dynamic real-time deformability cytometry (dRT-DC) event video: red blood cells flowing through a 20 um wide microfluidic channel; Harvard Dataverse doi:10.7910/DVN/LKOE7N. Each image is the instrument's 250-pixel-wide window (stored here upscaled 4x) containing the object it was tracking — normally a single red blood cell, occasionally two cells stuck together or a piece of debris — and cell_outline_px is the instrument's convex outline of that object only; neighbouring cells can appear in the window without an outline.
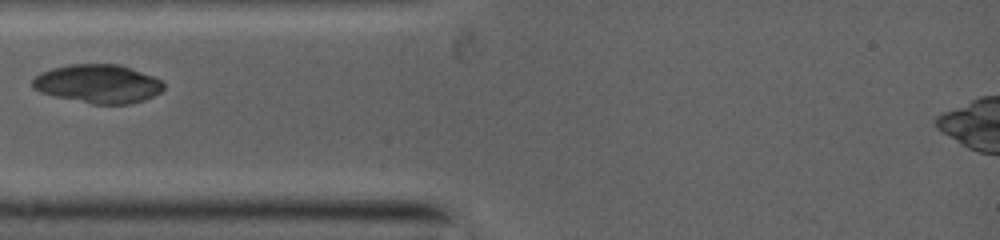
{"species": "common noctule bat (a hibernating species)", "species_latin": "Nyctalus noctula", "temperature_condition": "warm", "stored_images_in_passage": 9, "camera_frame_rate_fps": 5000, "um_per_image_px": 0.085, "animal": {"sex": "female", "body_mass_g": 19.0, "forearm_length_mm": 53.3}, "frame": {"image": 1, "passage_image": 1, "time_ms": 0.0, "image_size_px": [1000, 240], "cell_outline_px": [[164, 88], [160, 92], [144, 100], [124, 104], [96, 104], [56, 96], [40, 92], [32, 88], [32, 80], [36, 76], [52, 68], [72, 64], [120, 64], [152, 76], [160, 80], [164, 84]], "centroid_in_image_um": [8.33, 7.11], "position_along_channel_um": 76.7, "area_um2": 29.07}}